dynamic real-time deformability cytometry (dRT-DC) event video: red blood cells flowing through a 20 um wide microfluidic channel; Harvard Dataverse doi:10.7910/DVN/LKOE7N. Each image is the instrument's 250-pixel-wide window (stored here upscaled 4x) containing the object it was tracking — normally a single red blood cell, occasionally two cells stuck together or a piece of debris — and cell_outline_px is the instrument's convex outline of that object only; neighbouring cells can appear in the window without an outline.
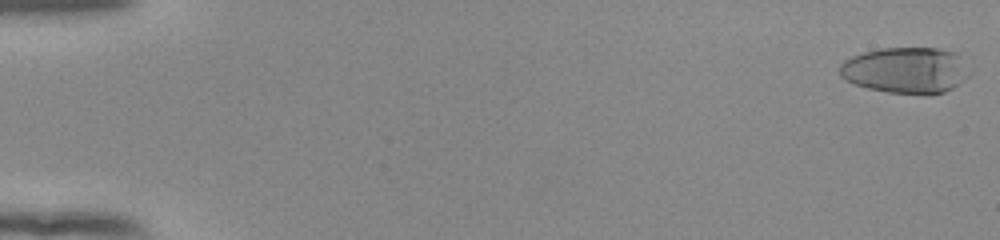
{"species": "human", "species_latin": "Homo sapiens", "temperature_condition": "room temperature", "stored_images_in_passage": 54, "camera_frame_rate_fps": 3000, "um_per_image_px": 0.085, "donor": {"sex": "female"}, "frame": {"image": 1, "passage_image": 1, "time_ms": 0.0, "image_size_px": [1000, 240], "cell_outline_px": [[972, 72], [964, 80], [952, 88], [944, 92], [888, 92], [868, 88], [852, 84], [844, 80], [840, 76], [840, 64], [844, 60], [852, 56], [864, 52], [880, 48], [936, 48], [956, 52], [960, 56]], "centroid_in_image_um": [76.98, 5.94], "position_along_channel_um": 8.0, "area_um2": 34.68}}
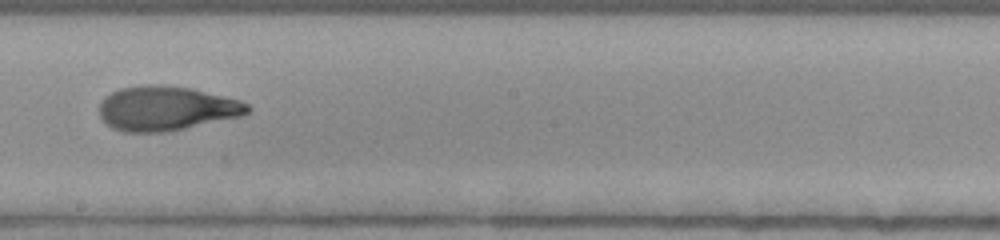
{"frame": {"image": 2, "passage_image": 32, "time_ms": 10.333, "image_size_px": [1000, 240], "cell_outline_px": [[252, 108], [244, 116], [168, 132], [124, 132], [112, 128], [100, 116], [100, 100], [104, 96], [120, 88], [144, 84], [160, 84], [192, 88], [240, 100], [248, 104]], "centroid_in_image_um": [14.16, 9.21], "position_along_channel_um": 234.0, "area_um2": 38.84}}
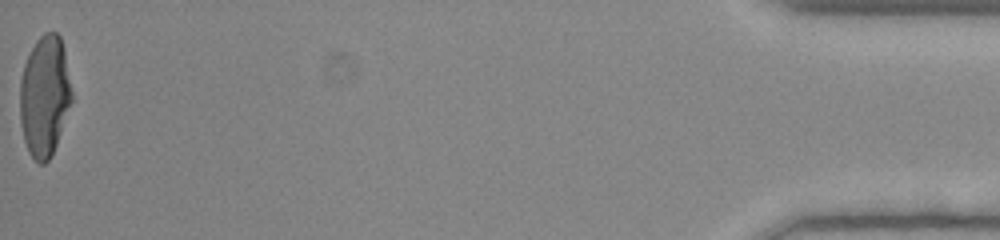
{"frame": {"image": 3, "passage_image": 54, "time_ms": 17.667, "image_size_px": [1000, 240], "cell_outline_px": [[72, 100], [56, 144], [48, 160], [44, 164], [40, 164], [28, 152], [24, 140], [20, 120], [20, 80], [24, 64], [28, 52], [36, 40], [44, 32], [56, 32], [60, 36], [64, 48], [72, 92]], "centroid_in_image_um": [3.78, 8.12], "position_along_channel_um": 431.4, "area_um2": 36.47}, "authors_computed_cell_mechanics": {"area_um2": 36.9631, "velocity_mm_per_s": 3.9259, "shape_relaxation_time_tau1_ms": 6.1866, "shape_relaxation_time_tau2_ms": 1.4339, "deformation_change_tau1": 0.2931, "deformation_change_tau2": 0.0743}}